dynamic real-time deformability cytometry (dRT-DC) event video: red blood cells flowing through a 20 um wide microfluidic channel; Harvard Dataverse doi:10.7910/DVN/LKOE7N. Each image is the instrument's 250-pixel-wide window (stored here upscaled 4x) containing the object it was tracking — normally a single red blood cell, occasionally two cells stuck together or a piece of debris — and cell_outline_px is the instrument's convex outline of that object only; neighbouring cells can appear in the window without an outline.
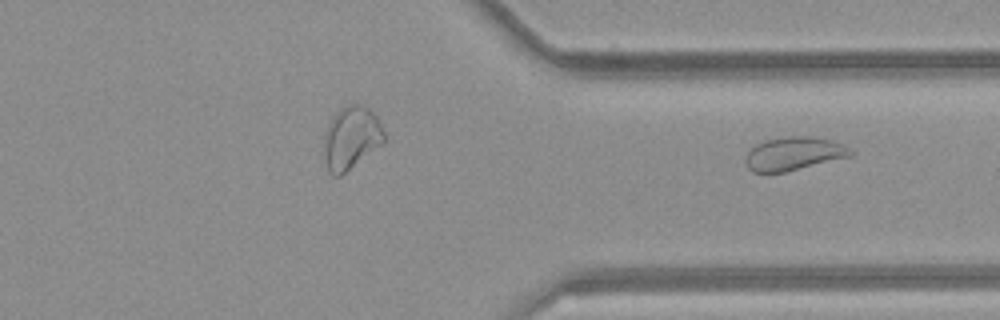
{"species": "common noctule bat (a hibernating species)", "species_latin": "Nyctalus noctula", "temperature_condition": "room temperature", "stored_images_in_passage": 35, "segment_of_instrument_passage": [2, 2], "camera_frame_rate_fps": 3000, "um_per_image_px": 0.085, "animal": {"sex": "female", "body_mass_g": 21.9}, "frame": {"image": 1, "passage_image": 35, "time_ms": 11.333, "image_size_px": [1000, 320], "cell_outline_px": [[856, 152], [852, 156], [784, 172], [752, 172], [748, 168], [744, 160], [748, 152], [756, 144], [764, 140], [788, 136], [812, 136], [832, 140], [844, 144]], "centroid_in_image_um": [67.51, 13.05], "position_along_channel_um": 343.9, "area_um2": 20.58}}